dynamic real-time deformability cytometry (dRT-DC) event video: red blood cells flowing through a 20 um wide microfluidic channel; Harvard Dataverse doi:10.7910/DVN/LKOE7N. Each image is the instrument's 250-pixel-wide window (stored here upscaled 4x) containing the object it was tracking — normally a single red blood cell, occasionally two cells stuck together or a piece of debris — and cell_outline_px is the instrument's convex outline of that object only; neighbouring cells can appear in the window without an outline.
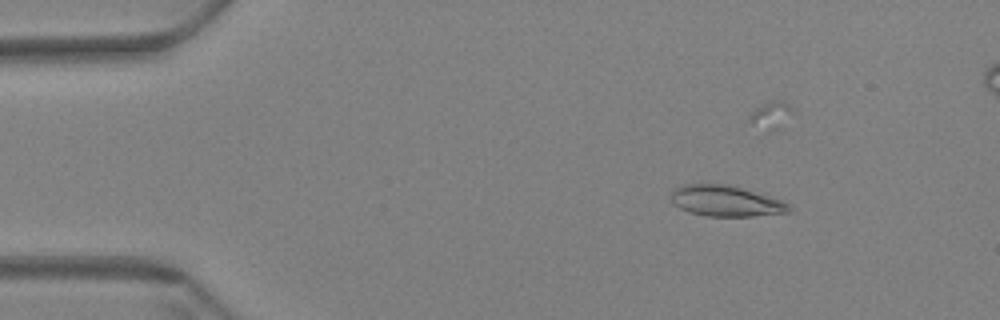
{"species": "Egyptian fruit bat (a non-hibernating species)", "species_latin": "Rousettus aegyptiacus", "temperature_condition": "warm", "stored_images_in_passage": 49, "camera_frame_rate_fps": 3000, "um_per_image_px": 0.085, "animal": {"sex": "female"}, "frame": {"image": 1, "passage_image": 11, "time_ms": 3.333, "image_size_px": [1000, 320], "cell_outline_px": [[792, 212], [752, 216], [708, 216], [688, 212], [680, 208], [668, 196], [668, 192], [680, 184], [728, 184], [780, 200], [788, 204], [792, 208]], "centroid_in_image_um": [61.63, 17.08], "position_along_channel_um": 23.4, "area_um2": 21.21}}
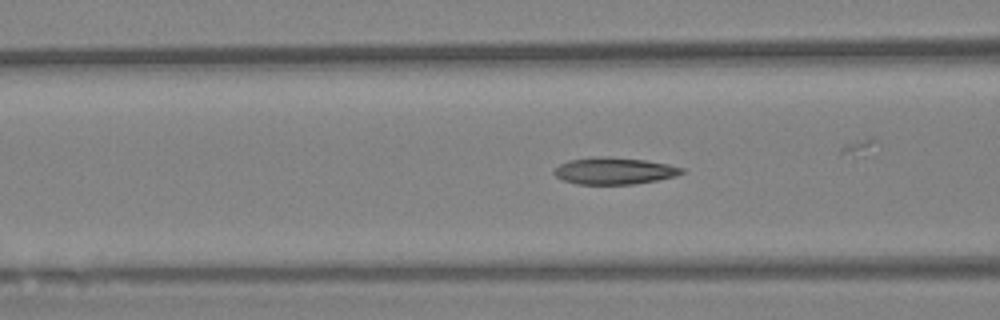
{"frame": {"image": 2, "passage_image": 26, "time_ms": 8.333, "image_size_px": [1000, 320], "cell_outline_px": [[684, 172], [676, 176], [656, 180], [632, 184], [576, 184], [564, 180], [556, 176], [552, 172], [560, 164], [568, 160], [604, 156], [608, 156], [644, 160], [668, 164], [684, 168]], "centroid_in_image_um": [52.21, 14.52], "position_along_channel_um": 114.4, "area_um2": 19.83}}
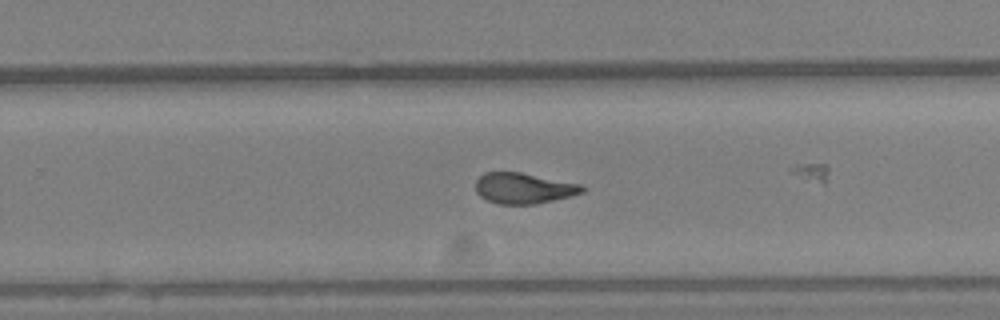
{"frame": {"image": 3, "passage_image": 41, "time_ms": 13.333, "image_size_px": [1000, 320], "cell_outline_px": [[584, 192], [572, 196], [536, 204], [496, 204], [480, 196], [476, 192], [476, 180], [484, 172], [520, 172], [580, 184], [584, 188]], "centroid_in_image_um": [44.49, 16.0], "position_along_channel_um": 285.3, "area_um2": 19.07}}